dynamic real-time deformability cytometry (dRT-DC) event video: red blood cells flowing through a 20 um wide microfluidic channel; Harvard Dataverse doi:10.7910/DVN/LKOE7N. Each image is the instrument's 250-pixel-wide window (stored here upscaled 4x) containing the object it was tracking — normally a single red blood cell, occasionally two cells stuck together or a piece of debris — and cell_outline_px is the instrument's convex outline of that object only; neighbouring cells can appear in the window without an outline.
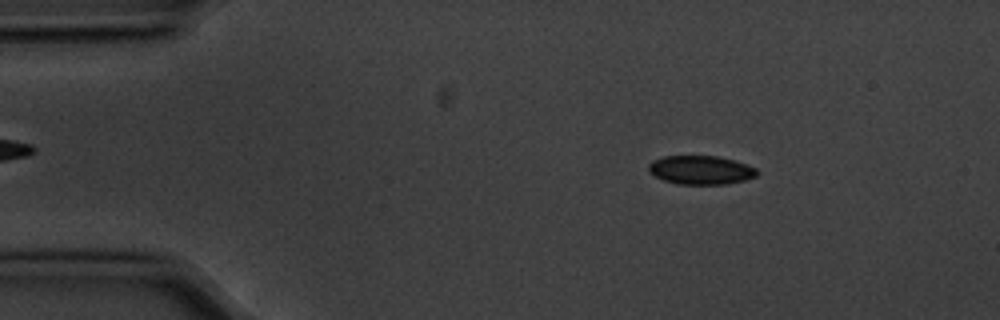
{"species": "common noctule bat (a hibernating species)", "species_latin": "Nyctalus noctula", "temperature_condition": "cold", "stored_images_in_passage": 5, "camera_frame_rate_fps": 3000, "um_per_image_px": 0.085, "animal": {"sex": "male", "body_mass_g": 20.1, "forearm_length_mm": 53.5}, "frame": {"image": 1, "passage_image": 3, "time_ms": 0.667, "image_size_px": [1000, 320], "cell_outline_px": [[760, 172], [756, 176], [744, 180], [724, 184], [676, 184], [664, 180], [648, 172], [648, 164], [652, 160], [664, 156], [716, 156], [732, 160], [756, 168]], "centroid_in_image_um": [59.53, 14.45], "position_along_channel_um": 25.5, "area_um2": 18.09}}